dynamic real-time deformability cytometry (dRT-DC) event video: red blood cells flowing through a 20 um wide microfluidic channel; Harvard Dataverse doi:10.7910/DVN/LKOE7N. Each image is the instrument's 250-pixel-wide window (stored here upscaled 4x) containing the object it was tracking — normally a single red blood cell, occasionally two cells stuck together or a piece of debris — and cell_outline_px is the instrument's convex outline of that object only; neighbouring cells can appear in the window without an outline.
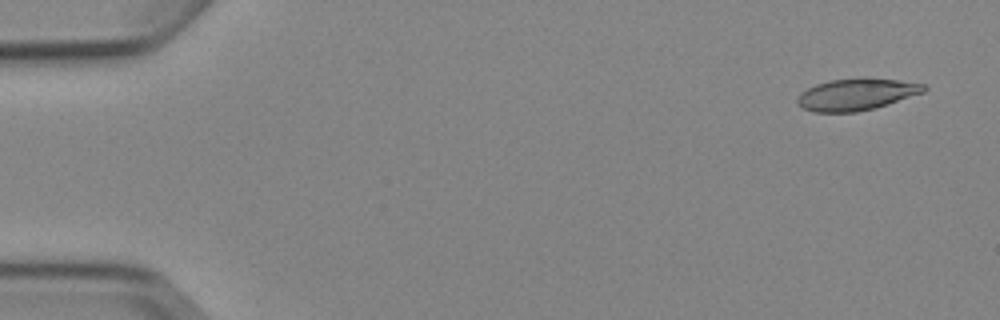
{"species": "Egyptian fruit bat (a non-hibernating species)", "species_latin": "Rousettus aegyptiacus", "temperature_condition": "cold", "stored_images_in_passage": 6, "camera_frame_rate_fps": 3000, "um_per_image_px": 0.085, "animal": {"sex": "female"}, "frame": {"image": 1, "passage_image": 1, "time_ms": 0.0, "image_size_px": [1000, 320], "cell_outline_px": [[928, 88], [924, 92], [876, 108], [856, 112], [812, 112], [804, 108], [796, 100], [800, 92], [816, 84], [828, 80], [868, 76], [924, 84]], "centroid_in_image_um": [72.8, 8.0], "position_along_channel_um": 12.2, "area_um2": 23.7}}
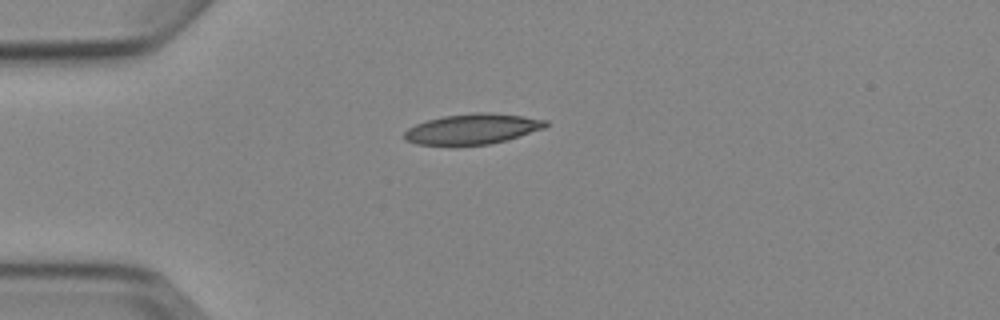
{"frame": {"image": 2, "passage_image": 4, "time_ms": 3.667, "image_size_px": [1000, 320], "cell_outline_px": [[548, 124], [544, 128], [504, 140], [488, 144], [416, 144], [404, 140], [404, 132], [408, 128], [416, 124], [428, 120], [444, 116], [476, 112], [488, 112], [524, 116], [548, 120]], "centroid_in_image_um": [40.15, 10.94], "position_along_channel_um": 44.8, "area_um2": 24.57}}
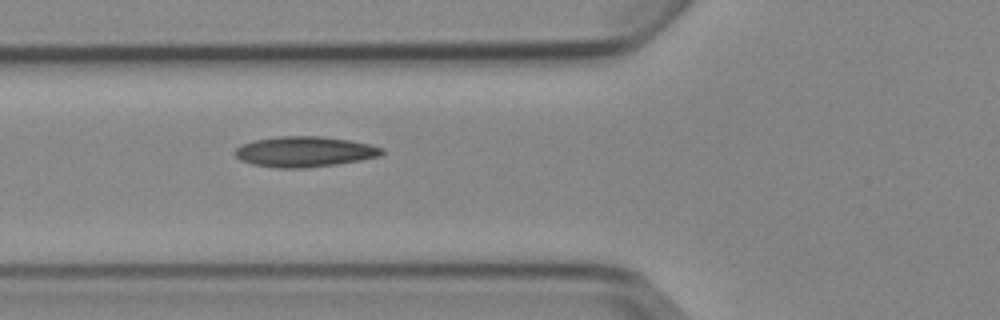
{"frame": {"image": 3, "passage_image": 6, "time_ms": 5.667, "image_size_px": [1000, 320], "cell_outline_px": [[384, 152], [380, 156], [360, 160], [336, 164], [304, 168], [276, 168], [252, 164], [240, 160], [232, 152], [240, 144], [252, 140], [276, 136], [320, 136], [348, 140], [368, 144], [384, 148]], "centroid_in_image_um": [25.83, 12.89], "position_along_channel_um": 100.0, "area_um2": 26.24}}